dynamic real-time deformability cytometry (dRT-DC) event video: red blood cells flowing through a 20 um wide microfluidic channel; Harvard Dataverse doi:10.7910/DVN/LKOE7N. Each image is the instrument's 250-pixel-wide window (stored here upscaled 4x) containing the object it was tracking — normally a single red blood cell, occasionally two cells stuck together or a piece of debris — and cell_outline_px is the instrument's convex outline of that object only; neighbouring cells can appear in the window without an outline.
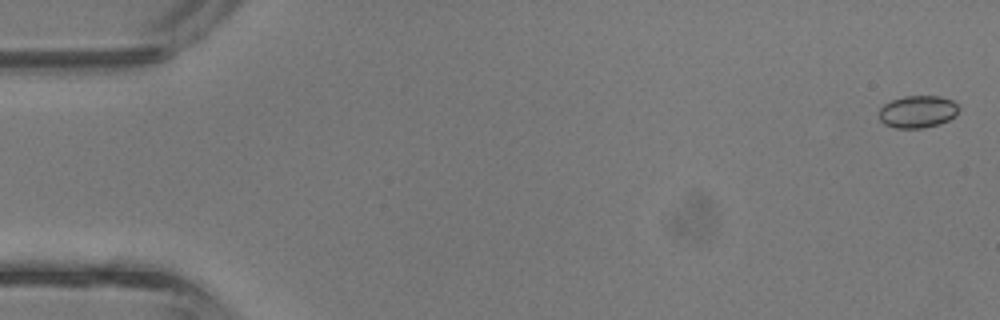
{"species": "common noctule bat (a hibernating species)", "species_latin": "Nyctalus noctula", "temperature_condition": "room temperature", "stored_images_in_passage": 43, "camera_frame_rate_fps": 3000, "um_per_image_px": 0.085, "animal": {"sex": "male", "body_mass_g": 13.3}, "frame": {"image": 1, "passage_image": 1, "time_ms": 0.0, "image_size_px": [1000, 320], "cell_outline_px": [[960, 108], [956, 116], [940, 124], [924, 128], [896, 128], [884, 124], [880, 120], [880, 108], [884, 104], [892, 100], [904, 96], [940, 96], [952, 100]], "centroid_in_image_um": [78.02, 9.49], "position_along_channel_um": 7.0, "area_um2": 15.09}}
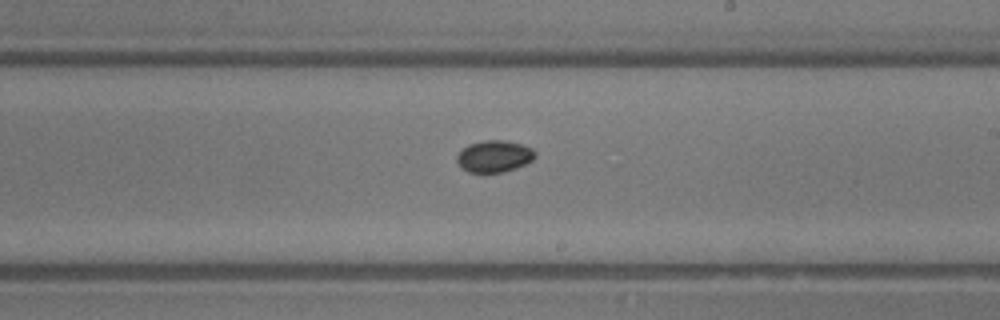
{"frame": {"image": 2, "passage_image": 25, "time_ms": 8.0, "image_size_px": [1000, 320], "cell_outline_px": [[536, 156], [532, 160], [516, 168], [504, 172], [468, 172], [460, 168], [456, 160], [456, 156], [468, 144], [484, 140], [504, 140], [520, 144], [532, 148], [536, 152]], "centroid_in_image_um": [42.0, 13.29], "position_along_channel_um": 247.0, "area_um2": 14.51}}
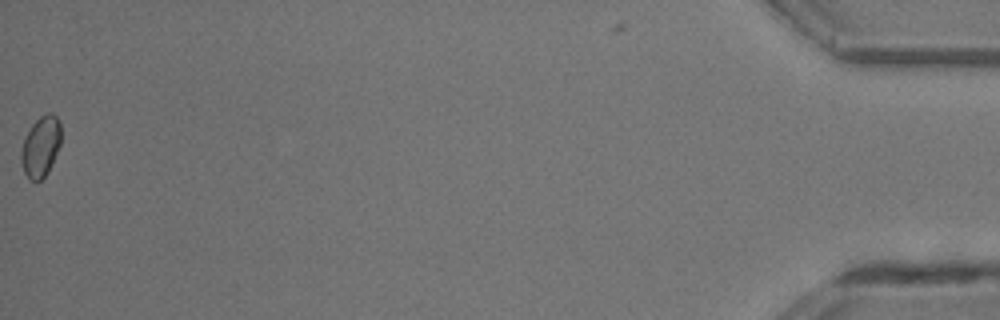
{"frame": {"image": 3, "passage_image": 43, "time_ms": 14.0, "image_size_px": [1000, 320], "cell_outline_px": [[60, 144], [52, 164], [44, 176], [40, 180], [28, 180], [24, 172], [20, 160], [20, 152], [24, 136], [32, 124], [40, 116], [48, 112], [52, 112], [56, 116], [60, 124]], "centroid_in_image_um": [3.43, 12.44], "position_along_channel_um": 431.8, "area_um2": 14.16}, "authors_computed_cell_mechanics": {"area_um2": 14.3922, "velocity_mm_per_s": 4.836, "shape_relaxation_time_tau1_ms": 1.4341, "shape_relaxation_time_tau2_ms": null, "deformation_change_tau1": 0.0404, "deformation_change_tau2": null}}